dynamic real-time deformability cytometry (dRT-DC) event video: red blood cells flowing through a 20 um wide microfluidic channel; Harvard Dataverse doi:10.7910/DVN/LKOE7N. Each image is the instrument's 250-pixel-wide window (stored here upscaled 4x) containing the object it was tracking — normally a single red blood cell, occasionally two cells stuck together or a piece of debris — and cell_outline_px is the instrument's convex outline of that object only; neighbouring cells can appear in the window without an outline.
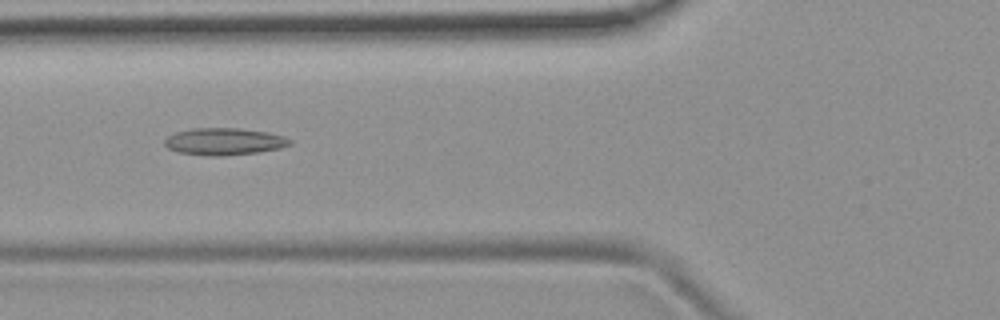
{"species": "common noctule bat (a hibernating species)", "species_latin": "Nyctalus noctula", "temperature_condition": "room temperature", "stored_images_in_passage": 51, "camera_frame_rate_fps": 3000, "um_per_image_px": 0.085, "animal": {"sex": "female", "body_mass_g": 19.9}, "frame": {"image": 1, "passage_image": 18, "time_ms": 5.667, "image_size_px": [1000, 320], "cell_outline_px": [[292, 144], [280, 148], [256, 152], [224, 156], [208, 156], [180, 152], [168, 148], [164, 144], [164, 140], [168, 136], [176, 132], [192, 128], [240, 128], [268, 132], [284, 136], [292, 140]], "centroid_in_image_um": [19.07, 12.02], "position_along_channel_um": 106.7, "area_um2": 19.77}}
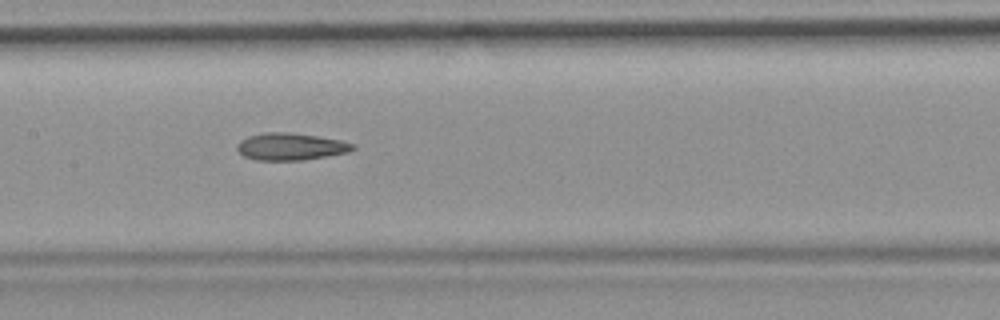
{"frame": {"image": 2, "passage_image": 24, "time_ms": 7.667, "image_size_px": [1000, 320], "cell_outline_px": [[356, 148], [348, 152], [304, 160], [256, 160], [244, 156], [236, 148], [236, 144], [240, 140], [248, 136], [264, 132], [288, 132], [316, 136], [340, 140], [356, 144]], "centroid_in_image_um": [24.69, 12.46], "position_along_channel_um": 182.7, "area_um2": 18.32}}
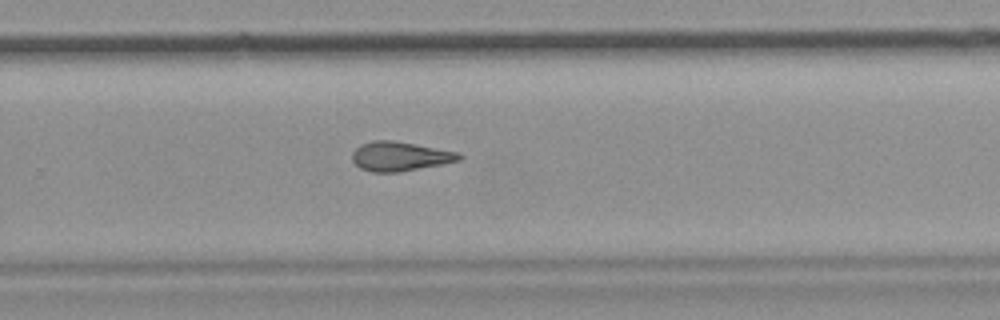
{"frame": {"image": 3, "passage_image": 33, "time_ms": 10.667, "image_size_px": [1000, 320], "cell_outline_px": [[464, 156], [460, 160], [400, 172], [372, 172], [360, 168], [352, 160], [352, 152], [360, 144], [372, 140], [392, 140], [416, 144], [460, 152]], "centroid_in_image_um": [33.99, 13.28], "position_along_channel_um": 295.8, "area_um2": 18.32}, "authors_computed_cell_mechanics": {"area_um2": 18.496, "velocity_mm_per_s": 3.7906, "shape_relaxation_time_tau1_ms": null, "shape_relaxation_time_tau2_ms": 5.2757, "deformation_change_tau1": null, "deformation_change_tau2": 0.1582}}